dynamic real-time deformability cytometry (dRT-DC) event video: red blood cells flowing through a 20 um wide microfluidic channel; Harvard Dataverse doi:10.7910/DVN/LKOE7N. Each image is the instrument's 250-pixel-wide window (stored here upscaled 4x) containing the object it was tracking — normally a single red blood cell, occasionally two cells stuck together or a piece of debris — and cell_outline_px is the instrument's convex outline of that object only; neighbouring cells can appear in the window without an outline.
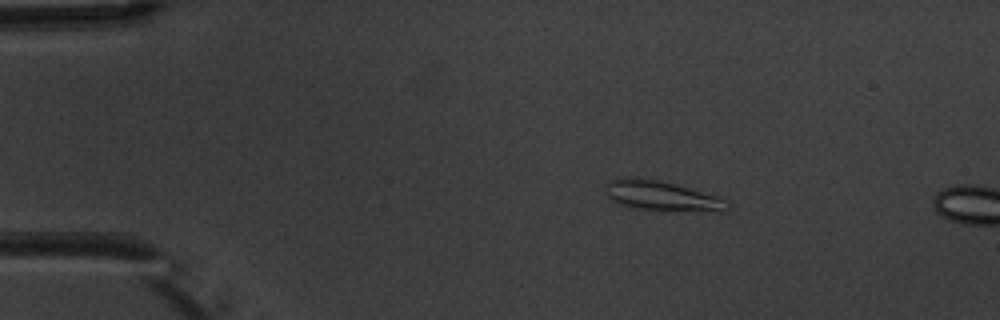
{"species": "common noctule bat (a hibernating species)", "species_latin": "Nyctalus noctula", "temperature_condition": "warm", "stored_images_in_passage": 3, "camera_frame_rate_fps": 3000, "um_per_image_px": 0.085, "animal": {"sex": "male", "body_mass_g": 20.1, "forearm_length_mm": 53.5}, "frame": {"image": 1, "passage_image": 2, "time_ms": 1.0, "image_size_px": [1000, 320], "cell_outline_px": [[728, 212], [720, 212], [632, 208], [620, 204], [608, 196], [604, 184], [612, 180], [632, 176], [656, 180], [676, 184], [716, 196], [724, 200], [728, 208]], "centroid_in_image_um": [56.24, 16.65], "position_along_channel_um": 28.8, "area_um2": 20.81}}